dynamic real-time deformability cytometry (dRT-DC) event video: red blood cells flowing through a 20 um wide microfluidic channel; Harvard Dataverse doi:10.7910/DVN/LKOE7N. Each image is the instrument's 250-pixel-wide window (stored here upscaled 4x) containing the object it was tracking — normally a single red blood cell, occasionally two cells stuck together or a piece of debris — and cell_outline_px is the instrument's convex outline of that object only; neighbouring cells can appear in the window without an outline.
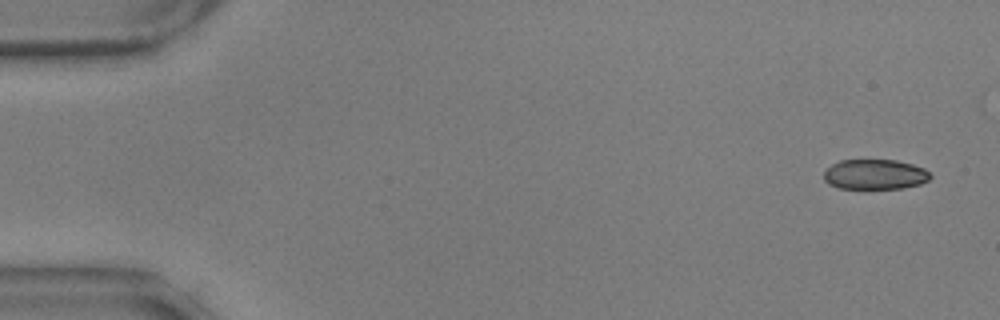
{"species": "common noctule bat (a hibernating species)", "species_latin": "Nyctalus noctula", "temperature_condition": "warm", "stored_images_in_passage": 49, "camera_frame_rate_fps": 3000, "um_per_image_px": 0.085, "animal": {"sex": "male", "body_mass_g": 17.9, "forearm_length_mm": 54.2}, "frame": {"image": 1, "passage_image": 1, "time_ms": 0.0, "image_size_px": [1000, 320], "cell_outline_px": [[932, 176], [928, 180], [920, 184], [904, 188], [840, 188], [828, 184], [824, 180], [824, 172], [832, 164], [840, 160], [896, 160], [912, 164], [924, 168]], "centroid_in_image_um": [74.37, 14.82], "position_along_channel_um": 10.6, "area_um2": 18.61}}
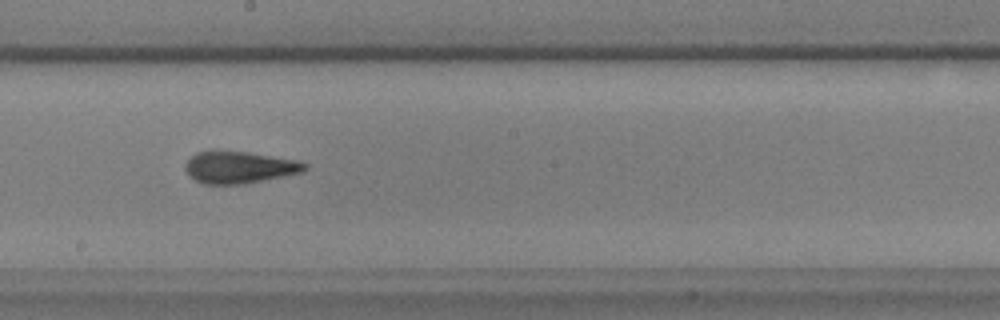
{"frame": {"image": 2, "passage_image": 30, "time_ms": 9.667, "image_size_px": [1000, 320], "cell_outline_px": [[308, 168], [304, 172], [244, 184], [200, 184], [188, 176], [184, 168], [184, 164], [196, 152], [248, 152], [300, 160], [308, 164]], "centroid_in_image_um": [20.37, 14.24], "position_along_channel_um": 227.8, "area_um2": 22.37}}
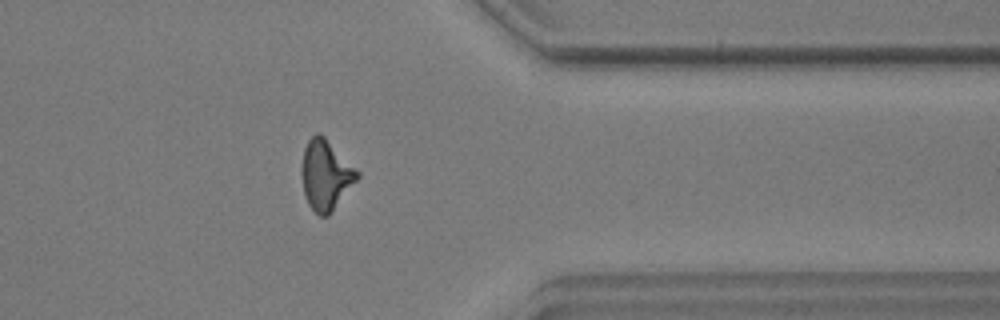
{"frame": {"image": 3, "passage_image": 44, "time_ms": 14.333, "image_size_px": [1000, 320], "cell_outline_px": [[360, 176], [332, 212], [328, 216], [320, 216], [308, 204], [304, 192], [304, 148], [308, 140], [316, 132], [320, 132], [360, 172]], "centroid_in_image_um": [27.74, 14.87], "position_along_channel_um": 383.7, "area_um2": 22.08}}